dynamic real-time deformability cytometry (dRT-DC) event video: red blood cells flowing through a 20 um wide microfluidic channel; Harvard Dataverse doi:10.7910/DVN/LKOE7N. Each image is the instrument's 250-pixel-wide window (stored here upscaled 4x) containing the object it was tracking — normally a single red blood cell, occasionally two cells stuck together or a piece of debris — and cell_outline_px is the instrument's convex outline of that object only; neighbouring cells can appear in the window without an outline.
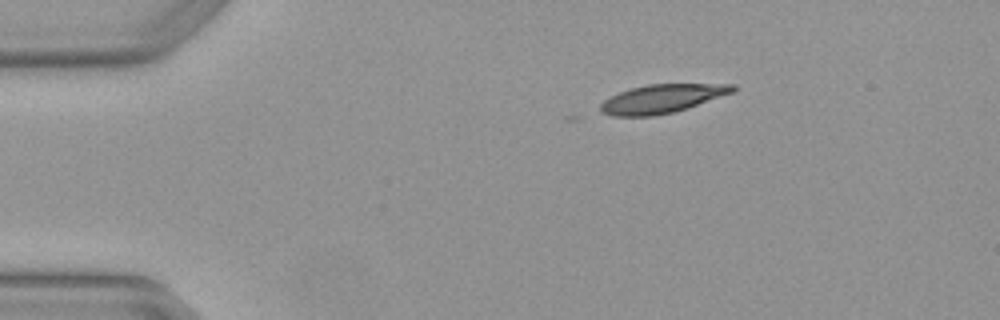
{"species": "Egyptian fruit bat (a non-hibernating species)", "species_latin": "Rousettus aegyptiacus", "temperature_condition": "warm", "stored_images_in_passage": 4, "camera_frame_rate_fps": 3000, "um_per_image_px": 0.085, "animal": {"sex": "female"}, "frame": {"image": 1, "passage_image": 4, "time_ms": 1.0, "image_size_px": [1000, 320], "cell_outline_px": [[736, 92], [688, 108], [672, 112], [652, 116], [612, 116], [600, 112], [600, 104], [604, 100], [628, 88], [648, 84], [736, 84]], "centroid_in_image_um": [56.3, 8.38], "position_along_channel_um": 28.7, "area_um2": 22.2}}